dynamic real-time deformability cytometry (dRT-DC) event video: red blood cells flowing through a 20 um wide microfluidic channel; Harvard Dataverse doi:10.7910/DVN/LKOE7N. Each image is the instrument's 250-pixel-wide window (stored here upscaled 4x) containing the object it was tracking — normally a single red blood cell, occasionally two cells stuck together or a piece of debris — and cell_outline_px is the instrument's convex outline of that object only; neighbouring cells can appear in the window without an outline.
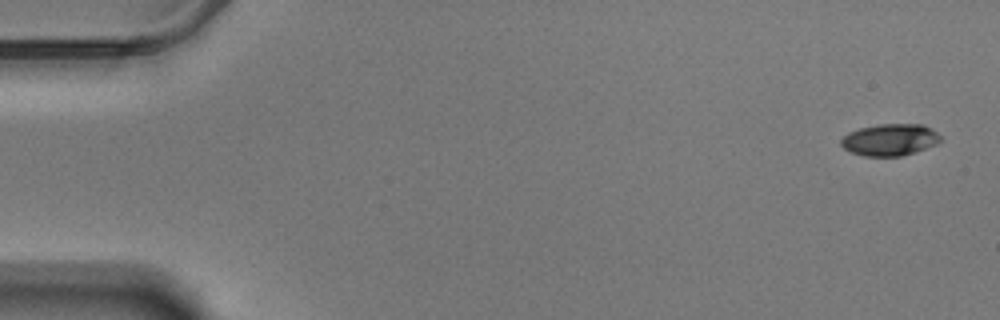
{"species": "Egyptian fruit bat (a non-hibernating species)", "species_latin": "Rousettus aegyptiacus", "temperature_condition": "warm", "stored_images_in_passage": 58, "camera_frame_rate_fps": 3000, "um_per_image_px": 0.085, "animal": {"sex": "male"}, "frame": {"image": 1, "passage_image": 1, "time_ms": 0.0, "image_size_px": [1000, 320], "cell_outline_px": [[940, 140], [936, 144], [900, 156], [864, 156], [852, 152], [844, 148], [840, 144], [840, 140], [848, 132], [860, 128], [880, 124], [924, 124], [932, 128], [940, 136]], "centroid_in_image_um": [75.62, 11.86], "position_along_channel_um": 9.4, "area_um2": 18.26}}
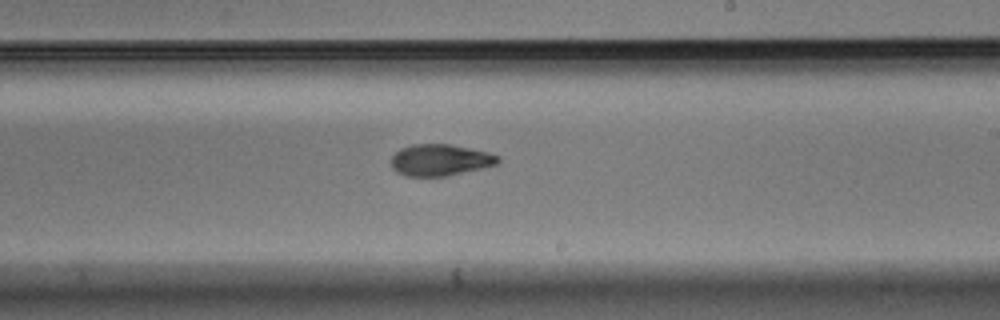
{"frame": {"image": 2, "passage_image": 34, "time_ms": 11.0, "image_size_px": [1000, 320], "cell_outline_px": [[500, 160], [496, 164], [480, 168], [444, 176], [404, 176], [396, 172], [392, 168], [392, 156], [400, 148], [412, 144], [448, 144], [488, 152], [500, 156]], "centroid_in_image_um": [37.37, 13.59], "position_along_channel_um": 251.6, "area_um2": 19.42}}
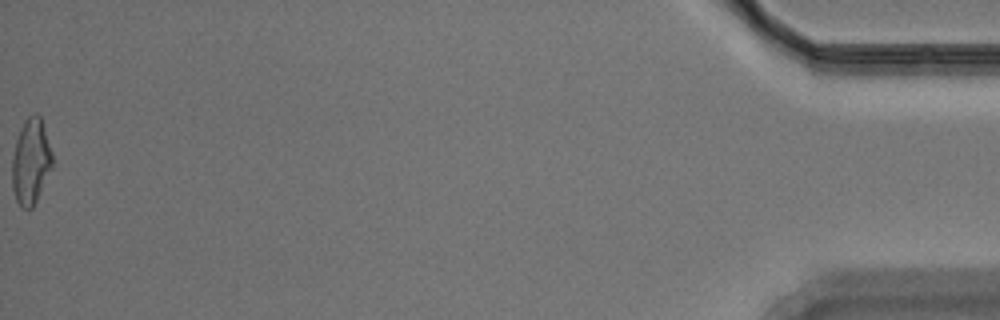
{"frame": {"image": 3, "passage_image": 58, "time_ms": 19.0, "image_size_px": [1000, 320], "cell_outline_px": [[52, 168], [32, 208], [20, 208], [16, 200], [12, 188], [12, 156], [16, 140], [20, 128], [24, 120], [28, 116], [36, 112], [40, 116], [52, 152]], "centroid_in_image_um": [2.61, 13.72], "position_along_channel_um": 432.6, "area_um2": 20.06}, "authors_computed_cell_mechanics": {"area_um2": 19.8832, "velocity_mm_per_s": 3.4846, "shape_relaxation_time_tau1_ms": 4.4752, "shape_relaxation_time_tau2_ms": 3.1117, "deformation_change_tau1": 0.1561, "deformation_change_tau2": 0.0951}}